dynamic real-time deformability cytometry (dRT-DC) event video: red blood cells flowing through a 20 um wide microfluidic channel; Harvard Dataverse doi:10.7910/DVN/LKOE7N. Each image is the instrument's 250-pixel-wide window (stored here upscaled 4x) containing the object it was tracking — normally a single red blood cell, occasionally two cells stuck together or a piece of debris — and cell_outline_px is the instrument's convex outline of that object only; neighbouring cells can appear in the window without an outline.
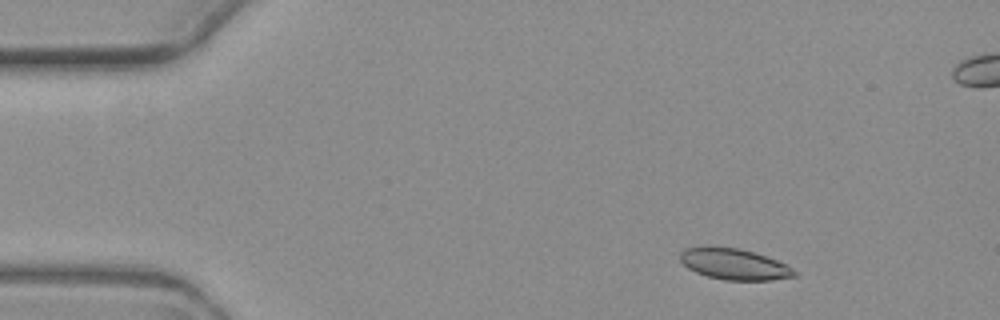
{"species": "common noctule bat (a hibernating species)", "species_latin": "Nyctalus noctula", "temperature_condition": "warm", "stored_images_in_passage": 6, "camera_frame_rate_fps": 3000, "um_per_image_px": 0.085, "animal": {"sex": "female", "body_mass_g": 19.3, "forearm_length_mm": 54.1}, "frame": {"image": 1, "passage_image": 1, "time_ms": 0.0, "image_size_px": [1000, 320], "cell_outline_px": [[796, 276], [768, 280], [724, 280], [708, 276], [696, 272], [688, 268], [680, 260], [680, 252], [684, 248], [740, 248], [776, 260], [792, 268], [796, 272]], "centroid_in_image_um": [62.4, 22.47], "position_along_channel_um": 22.6, "area_um2": 20.06}}
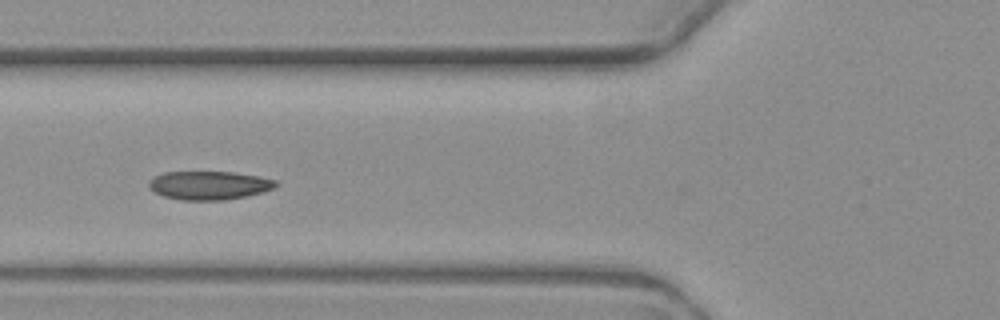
{"frame": {"image": 2, "passage_image": 5, "time_ms": 4.667, "image_size_px": [1000, 320], "cell_outline_px": [[280, 184], [272, 188], [248, 196], [224, 200], [180, 200], [164, 196], [148, 188], [148, 180], [164, 172], [232, 172], [256, 176], [276, 180]], "centroid_in_image_um": [17.75, 15.75], "position_along_channel_um": 108.1, "area_um2": 21.04}}
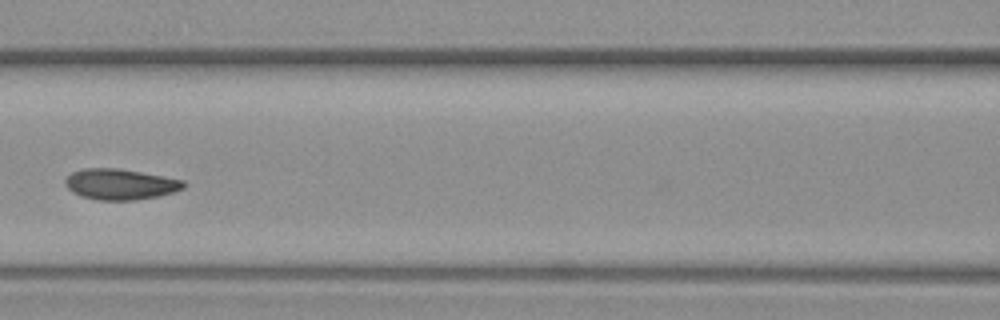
{"frame": {"image": 3, "passage_image": 6, "time_ms": 6.0, "image_size_px": [1000, 320], "cell_outline_px": [[184, 188], [172, 192], [156, 196], [136, 200], [96, 200], [80, 196], [72, 192], [64, 184], [64, 180], [72, 172], [84, 168], [116, 168], [140, 172], [184, 180]], "centroid_in_image_um": [10.17, 15.66], "position_along_channel_um": 156.4, "area_um2": 21.1}}